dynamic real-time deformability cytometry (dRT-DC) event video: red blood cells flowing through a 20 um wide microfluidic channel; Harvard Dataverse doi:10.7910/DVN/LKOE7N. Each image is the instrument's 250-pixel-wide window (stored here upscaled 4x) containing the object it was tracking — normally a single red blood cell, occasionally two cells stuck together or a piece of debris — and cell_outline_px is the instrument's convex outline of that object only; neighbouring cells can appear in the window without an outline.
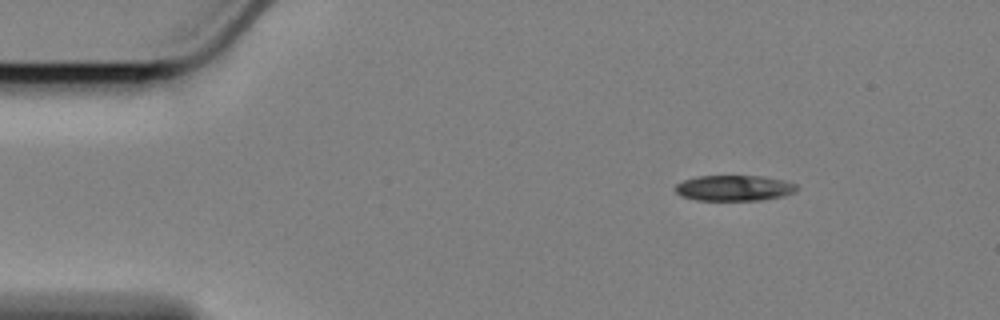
{"species": "Egyptian fruit bat (a non-hibernating species)", "species_latin": "Rousettus aegyptiacus", "temperature_condition": "cold", "stored_images_in_passage": 51, "camera_frame_rate_fps": 3000, "um_per_image_px": 0.085, "animal": {"sex": "female"}, "frame": {"image": 1, "passage_image": 1, "time_ms": 0.0, "image_size_px": [1000, 320], "cell_outline_px": [[800, 188], [796, 192], [784, 196], [764, 200], [696, 200], [680, 196], [672, 188], [676, 184], [684, 180], [696, 176], [760, 176], [784, 180], [796, 184]], "centroid_in_image_um": [62.41, 15.99], "position_along_channel_um": 22.6, "area_um2": 18.44}}
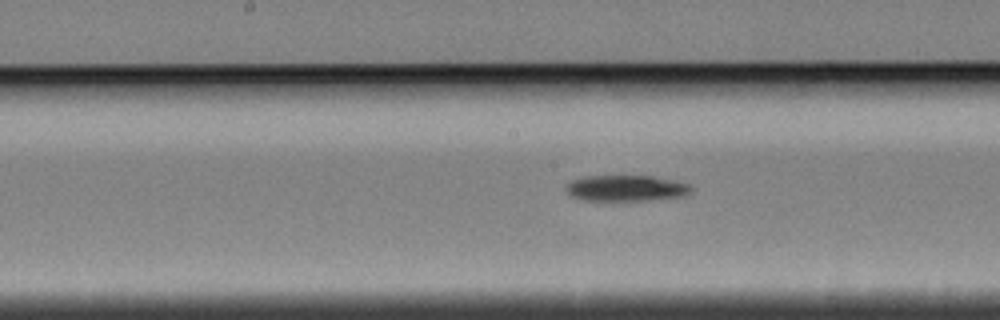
{"frame": {"image": 2, "passage_image": 22, "time_ms": 7.0, "image_size_px": [1000, 320], "cell_outline_px": [[692, 192], [684, 196], [648, 200], [584, 200], [572, 196], [564, 188], [572, 180], [584, 176], [652, 176], [676, 180], [688, 184], [692, 188]], "centroid_in_image_um": [53.25, 15.99], "position_along_channel_um": 195.0, "area_um2": 18.9}}
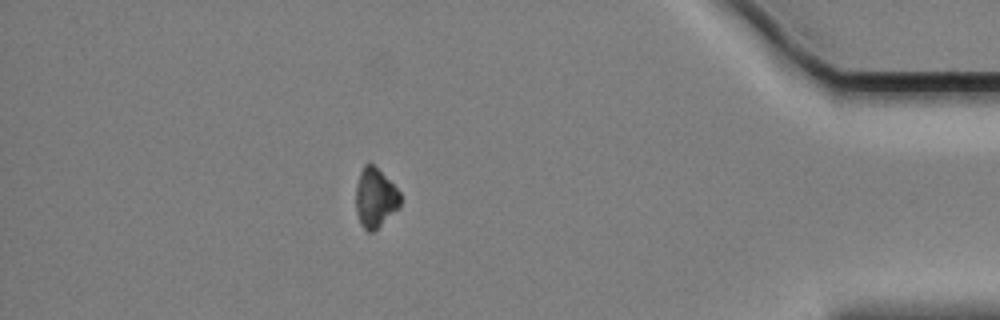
{"frame": {"image": 3, "passage_image": 44, "time_ms": 14.333, "image_size_px": [1000, 320], "cell_outline_px": [[400, 208], [372, 232], [368, 232], [360, 224], [356, 212], [356, 184], [360, 172], [364, 164], [372, 164], [400, 192]], "centroid_in_image_um": [31.88, 16.85], "position_along_channel_um": 403.3, "area_um2": 15.2}, "authors_computed_cell_mechanics": {"area_um2": 19.1318, "velocity_mm_per_s": 3.4278, "shape_relaxation_time_tau1_ms": 3.795, "shape_relaxation_time_tau2_ms": null, "deformation_change_tau1": 0.0939, "deformation_change_tau2": null}}